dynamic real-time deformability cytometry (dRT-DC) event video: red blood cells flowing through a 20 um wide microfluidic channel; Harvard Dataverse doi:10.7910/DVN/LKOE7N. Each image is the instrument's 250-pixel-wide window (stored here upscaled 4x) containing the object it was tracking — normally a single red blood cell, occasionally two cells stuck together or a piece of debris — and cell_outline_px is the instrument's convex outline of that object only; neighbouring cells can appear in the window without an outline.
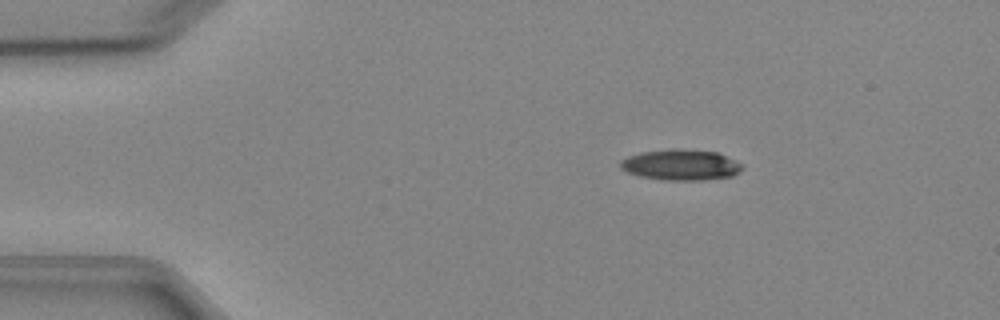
{"species": "Egyptian fruit bat (a non-hibernating species)", "species_latin": "Rousettus aegyptiacus", "temperature_condition": "cold", "stored_images_in_passage": 5, "camera_frame_rate_fps": 3000, "um_per_image_px": 0.085, "animal": {"sex": "female"}, "frame": {"image": 1, "passage_image": 3, "time_ms": 2.333, "image_size_px": [1000, 320], "cell_outline_px": [[744, 168], [740, 172], [732, 176], [704, 180], [664, 180], [640, 176], [628, 172], [620, 168], [620, 160], [628, 156], [640, 152], [672, 148], [676, 148], [716, 152], [744, 164]], "centroid_in_image_um": [57.88, 14.01], "position_along_channel_um": 27.1, "area_um2": 22.02}}